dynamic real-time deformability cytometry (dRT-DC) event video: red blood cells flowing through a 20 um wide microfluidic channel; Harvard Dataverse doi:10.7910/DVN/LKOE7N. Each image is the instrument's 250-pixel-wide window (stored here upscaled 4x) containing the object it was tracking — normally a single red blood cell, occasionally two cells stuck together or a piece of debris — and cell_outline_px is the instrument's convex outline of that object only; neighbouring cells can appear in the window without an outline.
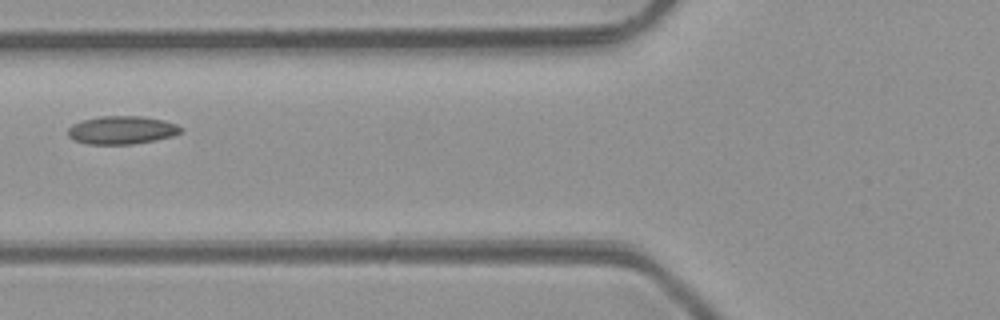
{"species": "common noctule bat (a hibernating species)", "species_latin": "Nyctalus noctula", "temperature_condition": "room temperature", "stored_images_in_passage": 4, "camera_frame_rate_fps": 3000, "um_per_image_px": 0.085, "animal": {"sex": "male", "body_mass_g": 23.1, "forearm_length_mm": 52.7}, "frame": {"image": 1, "passage_image": 3, "time_ms": 2.333, "image_size_px": [1000, 320], "cell_outline_px": [[184, 128], [180, 132], [172, 136], [156, 140], [132, 144], [88, 144], [72, 140], [68, 136], [68, 128], [72, 124], [84, 120], [100, 116], [144, 116], [164, 120], [176, 124]], "centroid_in_image_um": [10.35, 11.05], "position_along_channel_um": 115.5, "area_um2": 18.61}}
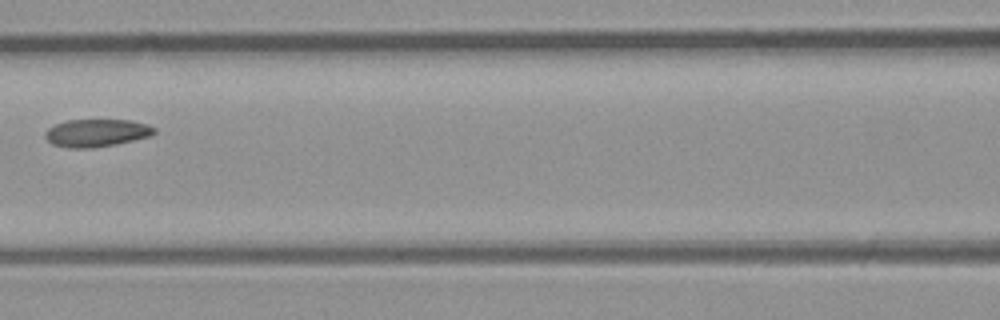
{"frame": {"image": 2, "passage_image": 4, "time_ms": 3.333, "image_size_px": [1000, 320], "cell_outline_px": [[156, 132], [152, 136], [116, 144], [92, 148], [68, 148], [52, 144], [44, 136], [44, 132], [48, 128], [56, 124], [68, 120], [132, 120], [148, 124], [156, 128]], "centroid_in_image_um": [8.23, 11.3], "position_along_channel_um": 158.4, "area_um2": 17.74}}